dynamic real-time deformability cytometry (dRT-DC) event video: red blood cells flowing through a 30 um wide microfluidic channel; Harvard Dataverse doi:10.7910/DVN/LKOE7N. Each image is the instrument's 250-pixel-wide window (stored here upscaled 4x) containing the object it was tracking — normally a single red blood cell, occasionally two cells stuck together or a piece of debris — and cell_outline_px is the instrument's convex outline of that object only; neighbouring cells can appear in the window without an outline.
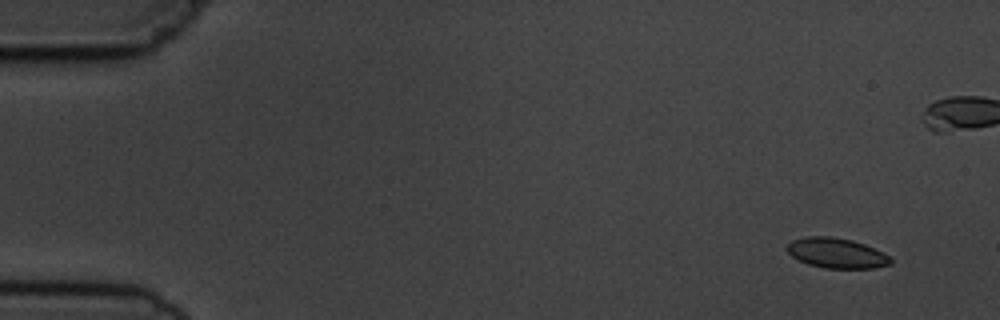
{"species": "common noctule bat (a hibernating species)", "species_latin": "Nyctalus noctula", "temperature_condition": "cold", "stored_images_in_passage": 7, "camera_frame_rate_fps": 3000, "um_per_image_px": 0.085, "animal": {"sex": "male", "body_mass_g": 19.5, "forearm_length_mm": 54.6}, "frame": {"image": 1, "passage_image": 1, "time_ms": 0.0, "image_size_px": [1000, 320], "cell_outline_px": [[892, 264], [872, 268], [824, 268], [808, 264], [792, 256], [784, 248], [792, 240], [804, 236], [832, 236], [852, 240], [864, 244], [888, 256], [892, 260]], "centroid_in_image_um": [71.06, 21.5], "position_along_channel_um": 13.9, "area_um2": 18.09}}